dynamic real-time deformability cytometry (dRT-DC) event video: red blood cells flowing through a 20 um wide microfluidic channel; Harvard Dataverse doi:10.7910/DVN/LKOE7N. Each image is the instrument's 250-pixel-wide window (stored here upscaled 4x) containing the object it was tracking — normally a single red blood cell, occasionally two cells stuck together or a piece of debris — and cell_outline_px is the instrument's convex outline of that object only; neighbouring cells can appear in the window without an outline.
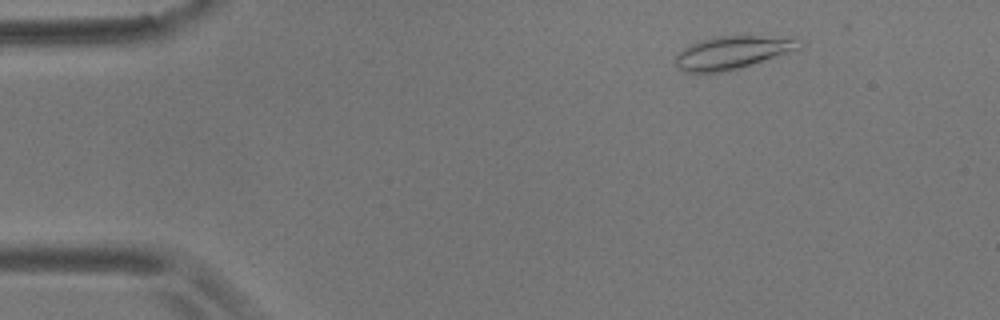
{"species": "common noctule bat (a hibernating species)", "species_latin": "Nyctalus noctula", "temperature_condition": "room temperature", "stored_images_in_passage": 54, "camera_frame_rate_fps": 3000, "um_per_image_px": 0.085, "animal": {"sex": "male", "body_mass_g": 17.9}, "frame": {"image": 1, "passage_image": 5, "time_ms": 1.333, "image_size_px": [1000, 320], "cell_outline_px": [[800, 48], [752, 64], [720, 72], [684, 72], [676, 64], [676, 56], [688, 44], [700, 40], [716, 36], [800, 36]], "centroid_in_image_um": [62.29, 4.43], "position_along_channel_um": 22.7, "area_um2": 23.58}}
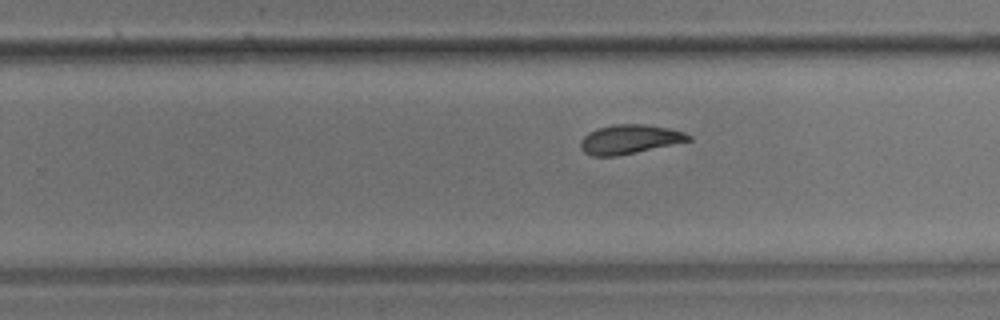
{"frame": {"image": 2, "passage_image": 33, "time_ms": 10.667, "image_size_px": [1000, 320], "cell_outline_px": [[692, 140], [636, 152], [616, 156], [592, 156], [584, 152], [580, 148], [580, 140], [588, 132], [596, 128], [616, 124], [644, 124], [668, 128], [684, 132], [692, 136]], "centroid_in_image_um": [53.48, 11.83], "position_along_channel_um": 276.3, "area_um2": 18.32}}
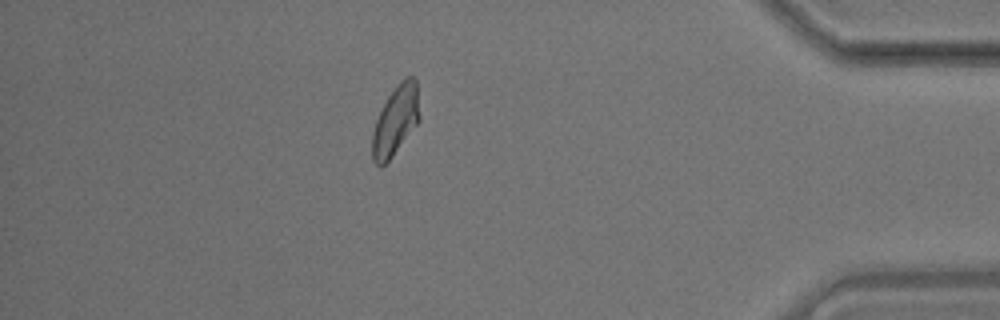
{"frame": {"image": 3, "passage_image": 47, "time_ms": 15.333, "image_size_px": [1000, 320], "cell_outline_px": [[420, 120], [392, 156], [380, 168], [372, 160], [372, 132], [376, 120], [388, 96], [400, 80], [404, 76], [412, 76], [416, 80], [420, 116]], "centroid_in_image_um": [33.62, 10.23], "position_along_channel_um": 401.6, "area_um2": 19.07}, "authors_computed_cell_mechanics": {"area_um2": 19.2474, "velocity_mm_per_s": 3.5388, "shape_relaxation_time_tau1_ms": 6.5053, "shape_relaxation_time_tau2_ms": 3.1291, "deformation_change_tau1": 0.1735, "deformation_change_tau2": 0.0909}}